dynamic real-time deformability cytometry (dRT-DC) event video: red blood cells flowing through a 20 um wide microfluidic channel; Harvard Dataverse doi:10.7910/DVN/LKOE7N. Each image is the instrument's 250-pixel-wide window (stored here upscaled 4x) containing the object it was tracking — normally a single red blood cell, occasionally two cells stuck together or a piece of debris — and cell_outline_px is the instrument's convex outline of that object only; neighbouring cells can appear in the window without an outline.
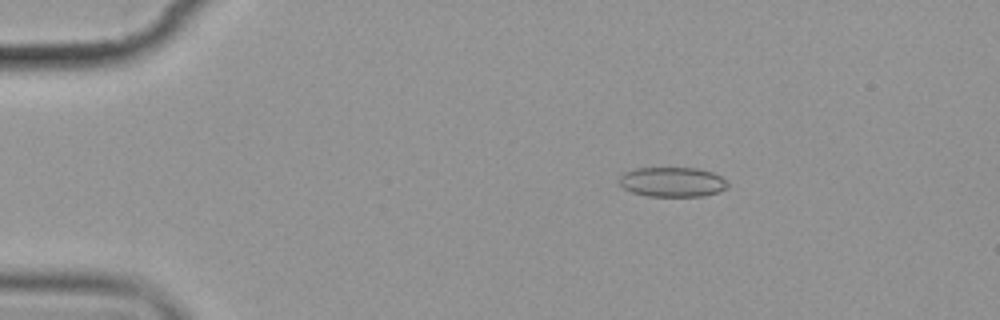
{"species": "common noctule bat (a hibernating species)", "species_latin": "Nyctalus noctula", "temperature_condition": "cold", "stored_images_in_passage": 5, "camera_frame_rate_fps": 3000, "um_per_image_px": 0.085, "animal": {"sex": "female", "body_mass_g": 19.9}, "frame": {"image": 1, "passage_image": 3, "time_ms": 2.333, "image_size_px": [1000, 320], "cell_outline_px": [[728, 188], [720, 192], [704, 196], [648, 196], [632, 192], [624, 188], [620, 184], [620, 176], [624, 172], [636, 168], [696, 168], [712, 172], [728, 180]], "centroid_in_image_um": [57.19, 15.47], "position_along_channel_um": 27.8, "area_um2": 18.9}}